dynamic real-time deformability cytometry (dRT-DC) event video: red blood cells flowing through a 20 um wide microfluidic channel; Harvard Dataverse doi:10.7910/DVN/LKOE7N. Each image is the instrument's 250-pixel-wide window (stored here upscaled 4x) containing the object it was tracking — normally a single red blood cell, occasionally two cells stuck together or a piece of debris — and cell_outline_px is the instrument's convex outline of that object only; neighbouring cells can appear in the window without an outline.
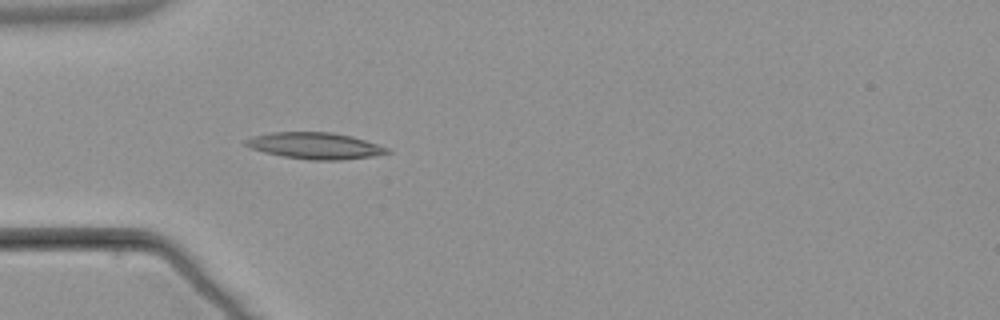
{"species": "common noctule bat (a hibernating species)", "species_latin": "Nyctalus noctula", "temperature_condition": "warm", "stored_images_in_passage": 5, "camera_frame_rate_fps": 3000, "um_per_image_px": 0.085, "animal": {"sex": "male", "body_mass_g": 21.5, "forearm_length_mm": 52.0}, "frame": {"image": 1, "passage_image": 5, "time_ms": 5.0, "image_size_px": [1000, 320], "cell_outline_px": [[392, 152], [372, 156], [340, 160], [308, 160], [284, 156], [264, 152], [252, 148], [244, 144], [244, 140], [252, 136], [272, 132], [332, 132], [352, 136], [388, 148]], "centroid_in_image_um": [26.76, 12.38], "position_along_channel_um": 58.2, "area_um2": 21.68}}